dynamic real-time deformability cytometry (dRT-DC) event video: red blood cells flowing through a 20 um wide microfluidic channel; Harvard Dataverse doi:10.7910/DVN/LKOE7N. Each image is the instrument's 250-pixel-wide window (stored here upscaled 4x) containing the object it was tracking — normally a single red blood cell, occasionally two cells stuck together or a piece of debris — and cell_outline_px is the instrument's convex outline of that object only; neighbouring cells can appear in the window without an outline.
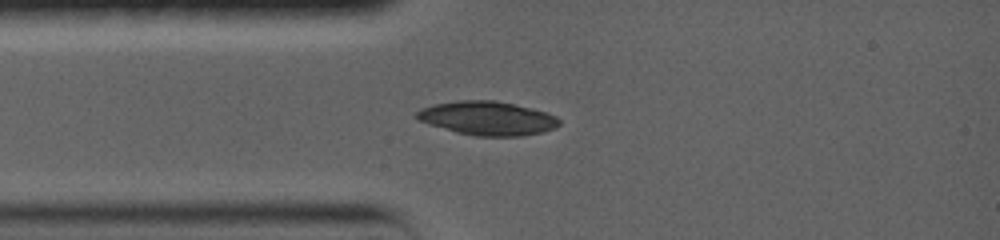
{"species": "common noctule bat (a hibernating species)", "species_latin": "Nyctalus noctula", "temperature_condition": "warm", "stored_images_in_passage": 11, "camera_frame_rate_fps": 5000, "um_per_image_px": 0.085, "animal": {"sex": "female", "body_mass_g": 19.0, "forearm_length_mm": 56.7}, "frame": {"image": 1, "passage_image": 4, "time_ms": 1.2, "image_size_px": [1000, 240], "cell_outline_px": [[560, 124], [556, 128], [544, 132], [524, 136], [476, 136], [456, 132], [428, 124], [420, 120], [416, 116], [416, 112], [420, 108], [432, 104], [456, 100], [496, 100], [532, 108], [556, 116], [560, 120]], "centroid_in_image_um": [41.44, 10.05], "position_along_channel_um": 43.6, "area_um2": 28.32}}
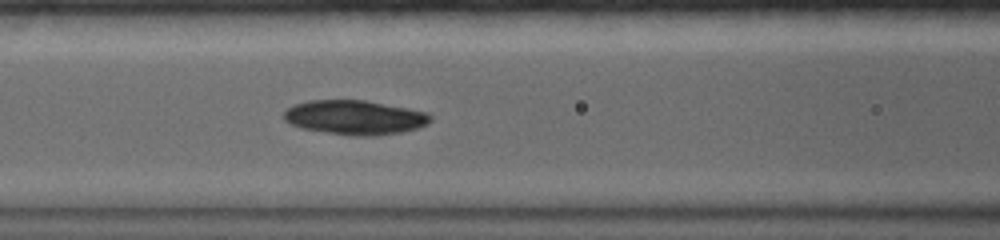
{"frame": {"image": 2, "passage_image": 10, "time_ms": 3.8, "image_size_px": [1000, 240], "cell_outline_px": [[432, 120], [428, 124], [420, 128], [400, 132], [376, 136], [352, 136], [300, 128], [284, 120], [284, 112], [292, 104], [308, 100], [364, 100], [408, 108], [428, 112], [432, 116]], "centroid_in_image_um": [30.18, 9.98], "position_along_channel_um": 136.4, "area_um2": 29.59}}
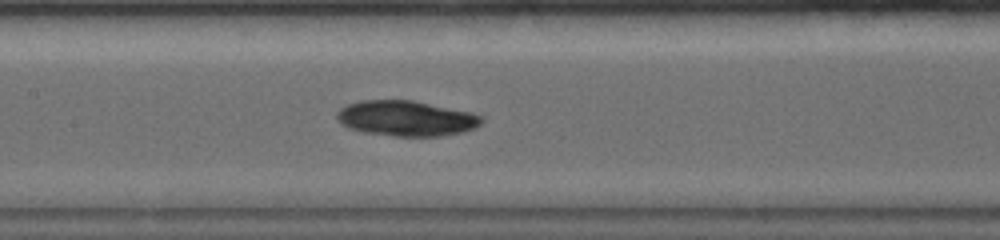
{"frame": {"image": 3, "passage_image": 11, "time_ms": 4.8, "image_size_px": [1000, 240], "cell_outline_px": [[484, 120], [476, 128], [460, 132], [440, 136], [396, 136], [364, 132], [348, 128], [340, 124], [336, 120], [336, 112], [340, 108], [348, 104], [360, 100], [412, 100], [472, 112], [480, 116]], "centroid_in_image_um": [34.49, 10.05], "position_along_channel_um": 172.9, "area_um2": 29.94}}